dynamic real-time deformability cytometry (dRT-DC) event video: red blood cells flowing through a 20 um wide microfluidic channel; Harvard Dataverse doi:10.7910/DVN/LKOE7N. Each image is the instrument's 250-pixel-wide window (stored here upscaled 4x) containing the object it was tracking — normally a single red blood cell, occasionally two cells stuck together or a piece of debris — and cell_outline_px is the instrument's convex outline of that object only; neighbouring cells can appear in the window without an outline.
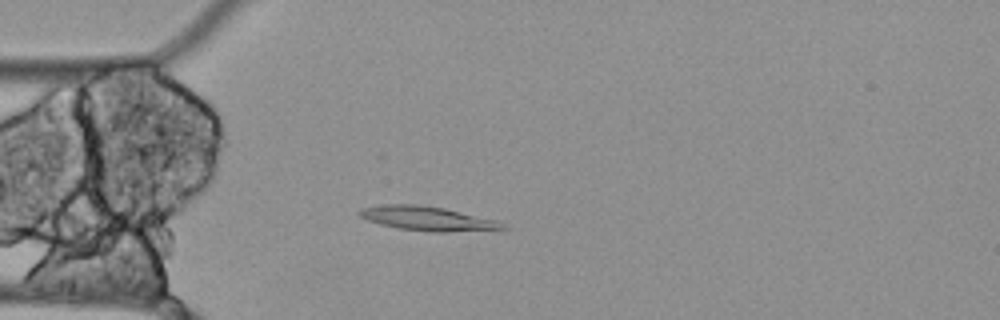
{"species": "Egyptian fruit bat (a non-hibernating species)", "species_latin": "Rousettus aegyptiacus", "temperature_condition": "cold", "stored_images_in_passage": 45, "camera_frame_rate_fps": 3000, "um_per_image_px": 0.085, "animal": {"sex": "female"}, "frame": {"image": 1, "passage_image": 4, "time_ms": 1.0, "image_size_px": [1000, 320], "cell_outline_px": [[508, 228], [448, 232], [432, 232], [400, 228], [380, 224], [368, 220], [360, 216], [356, 212], [360, 208], [384, 204], [420, 204], [444, 208], [500, 220]], "centroid_in_image_um": [36.34, 18.56], "position_along_channel_um": 48.7, "area_um2": 20.29}}
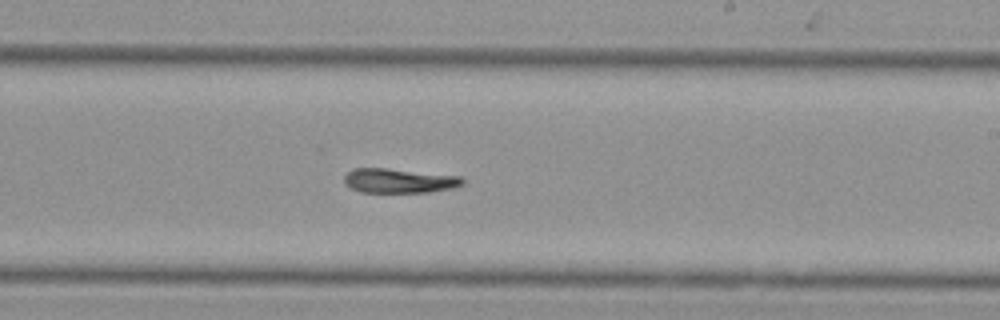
{"frame": {"image": 2, "passage_image": 22, "time_ms": 7.0, "image_size_px": [1000, 320], "cell_outline_px": [[464, 184], [452, 188], [428, 192], [360, 192], [344, 184], [344, 176], [352, 168], [388, 168], [460, 176], [464, 180]], "centroid_in_image_um": [33.9, 15.36], "position_along_channel_um": 255.1, "area_um2": 16.88}}
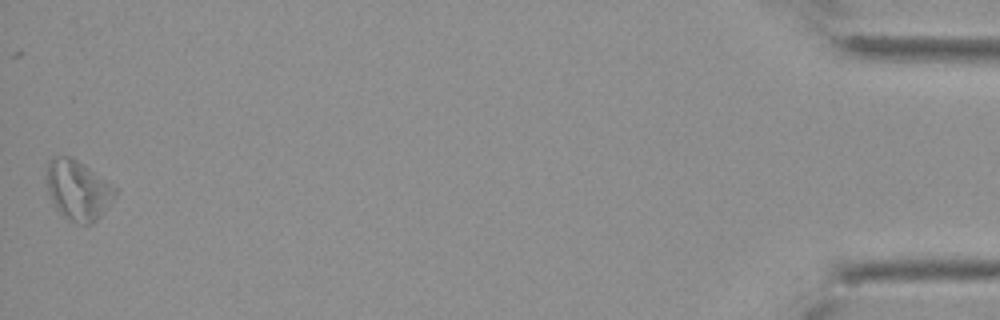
{"frame": {"image": 3, "passage_image": 45, "time_ms": 14.667, "image_size_px": [1000, 320], "cell_outline_px": [[120, 192], [100, 216], [92, 224], [76, 224], [64, 216], [52, 204], [44, 180], [48, 160], [52, 156], [72, 156], [84, 164], [116, 188]], "centroid_in_image_um": [6.6, 16.14], "position_along_channel_um": 428.6, "area_um2": 24.39}}